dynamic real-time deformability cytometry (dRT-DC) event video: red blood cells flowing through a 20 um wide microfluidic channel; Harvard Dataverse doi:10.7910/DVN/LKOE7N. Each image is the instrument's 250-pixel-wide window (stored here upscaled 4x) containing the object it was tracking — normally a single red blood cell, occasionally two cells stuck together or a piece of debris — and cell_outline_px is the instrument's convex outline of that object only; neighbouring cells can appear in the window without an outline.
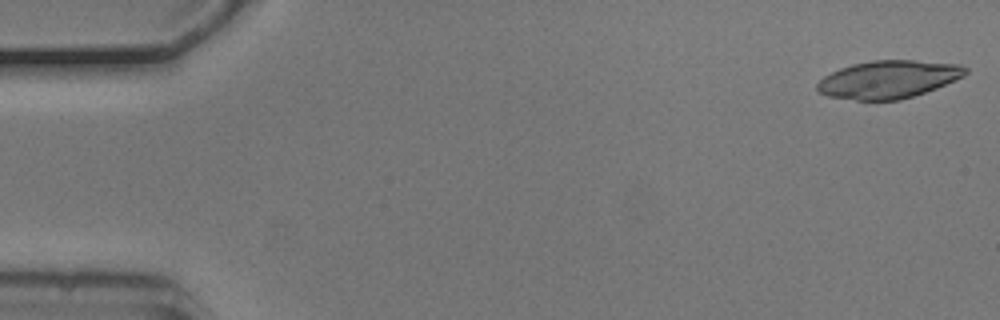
{"species": "common noctule bat (a hibernating species)", "species_latin": "Nyctalus noctula", "temperature_condition": "cold", "stored_images_in_passage": 51, "camera_frame_rate_fps": 3000, "um_per_image_px": 0.085, "animal": {"sex": "male", "body_mass_g": 20.5, "forearm_length_mm": 52.5}, "frame": {"image": 1, "passage_image": 1, "time_ms": 0.0, "image_size_px": [1000, 320], "cell_outline_px": [[968, 72], [964, 76], [936, 88], [900, 100], [856, 100], [828, 96], [816, 92], [816, 84], [824, 76], [840, 68], [852, 64], [872, 60], [916, 60], [960, 64], [968, 68]], "centroid_in_image_um": [75.51, 6.74], "position_along_channel_um": 9.5, "area_um2": 32.71}}